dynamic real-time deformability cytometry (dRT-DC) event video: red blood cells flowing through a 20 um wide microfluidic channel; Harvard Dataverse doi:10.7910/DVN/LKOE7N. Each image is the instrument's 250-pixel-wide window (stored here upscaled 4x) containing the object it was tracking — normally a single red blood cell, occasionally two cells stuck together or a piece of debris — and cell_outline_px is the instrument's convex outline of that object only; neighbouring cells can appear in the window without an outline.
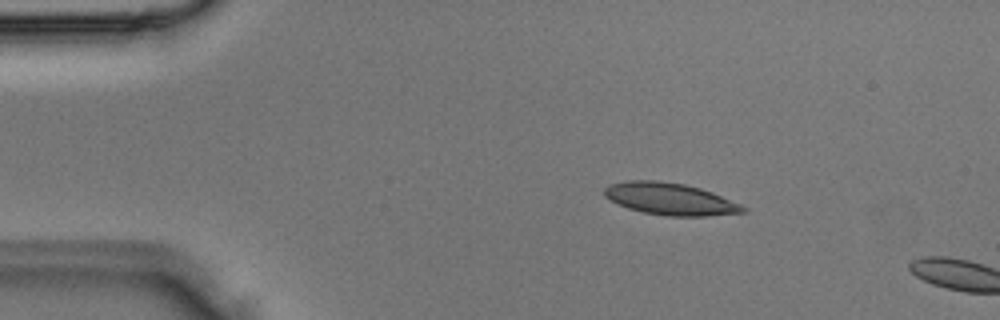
{"species": "Egyptian fruit bat (a non-hibernating species)", "species_latin": "Rousettus aegyptiacus", "temperature_condition": "room temperature", "stored_images_in_passage": 2, "camera_frame_rate_fps": 3000, "um_per_image_px": 0.085, "animal": {"sex": "male"}, "frame": {"image": 1, "passage_image": 1, "time_ms": 0.0, "image_size_px": [1000, 320], "cell_outline_px": [[748, 208], [744, 212], [708, 216], [668, 216], [644, 212], [628, 208], [616, 204], [604, 196], [604, 188], [608, 184], [628, 180], [656, 180], [684, 184], [700, 188], [712, 192], [740, 204]], "centroid_in_image_um": [56.93, 16.9], "position_along_channel_um": 28.1, "area_um2": 25.89}}